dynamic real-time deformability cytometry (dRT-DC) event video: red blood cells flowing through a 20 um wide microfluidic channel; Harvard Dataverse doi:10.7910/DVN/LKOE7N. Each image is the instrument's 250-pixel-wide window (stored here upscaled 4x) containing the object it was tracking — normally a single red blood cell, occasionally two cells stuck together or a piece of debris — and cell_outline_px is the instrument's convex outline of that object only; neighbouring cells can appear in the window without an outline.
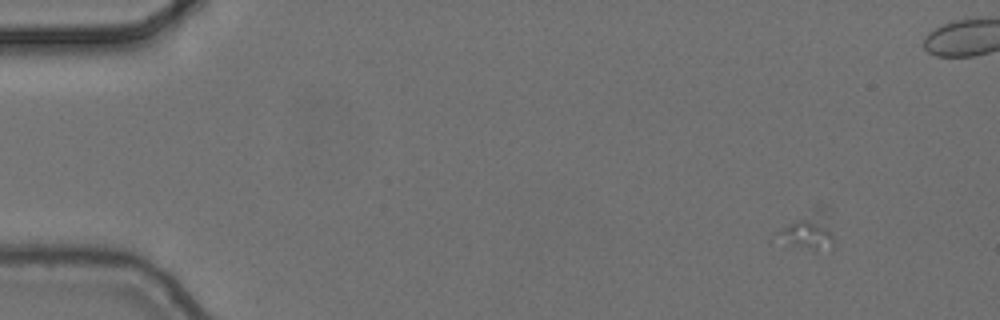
{"species": "common noctule bat (a hibernating species)", "species_latin": "Nyctalus noctula", "temperature_condition": "cold", "stored_images_in_passage": 5, "camera_frame_rate_fps": 3000, "um_per_image_px": 0.085, "animal": {"sex": "female", "body_mass_g": 24.6, "forearm_length_mm": 56.2}, "frame": {"image": 1, "passage_image": 1, "time_ms": 0.0, "image_size_px": [1000, 320], "cell_outline_px": [[832, 248], [808, 248], [788, 244], [776, 232], [780, 228], [820, 200], [824, 208], [832, 236]], "centroid_in_image_um": [68.73, 19.48], "position_along_channel_um": 16.3, "area_um2": 11.96}}